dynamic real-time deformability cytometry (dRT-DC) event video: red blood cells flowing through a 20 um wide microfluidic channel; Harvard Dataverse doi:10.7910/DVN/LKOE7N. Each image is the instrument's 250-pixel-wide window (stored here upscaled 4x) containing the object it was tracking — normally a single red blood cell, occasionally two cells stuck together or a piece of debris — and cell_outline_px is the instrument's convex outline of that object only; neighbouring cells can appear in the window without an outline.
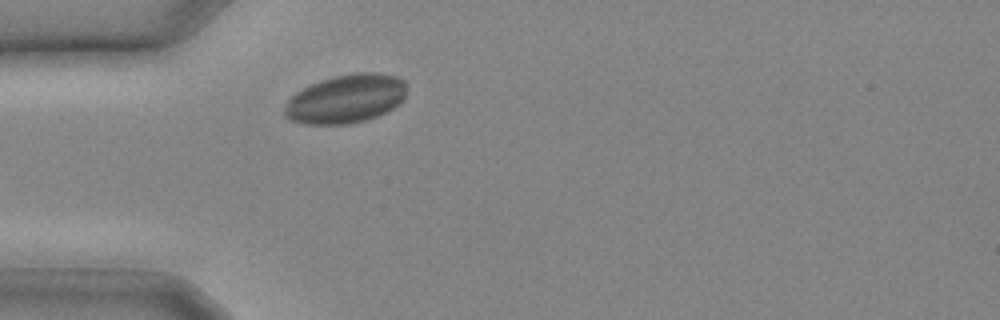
{"species": "common noctule bat (a hibernating species)", "species_latin": "Nyctalus noctula", "temperature_condition": "cold", "stored_images_in_passage": 10, "camera_frame_rate_fps": 3000, "um_per_image_px": 0.085, "animal": {"sex": "male", "body_mass_g": 20.4}, "frame": {"image": 1, "passage_image": 1, "time_ms": 0.0, "image_size_px": [1000, 320], "cell_outline_px": [[404, 100], [400, 104], [376, 116], [364, 120], [344, 124], [304, 124], [288, 120], [284, 116], [284, 108], [288, 100], [296, 92], [320, 80], [336, 76], [356, 72], [376, 72], [396, 76], [404, 80]], "centroid_in_image_um": [29.37, 8.4], "position_along_channel_um": 55.6, "area_um2": 34.45}}
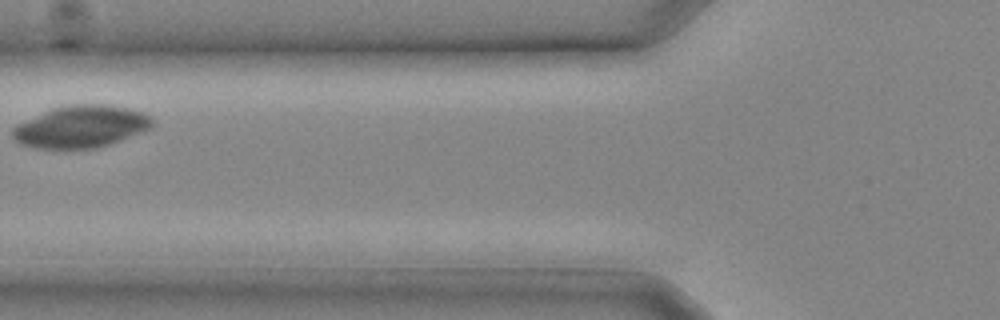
{"frame": {"image": 2, "passage_image": 4, "time_ms": 1.0, "image_size_px": [1000, 320], "cell_outline_px": [[152, 128], [120, 140], [96, 148], [36, 148], [20, 144], [12, 136], [12, 128], [16, 124], [52, 108], [64, 104], [104, 104], [128, 108], [144, 112], [152, 116]], "centroid_in_image_um": [6.87, 10.75], "position_along_channel_um": 118.9, "area_um2": 34.33}}